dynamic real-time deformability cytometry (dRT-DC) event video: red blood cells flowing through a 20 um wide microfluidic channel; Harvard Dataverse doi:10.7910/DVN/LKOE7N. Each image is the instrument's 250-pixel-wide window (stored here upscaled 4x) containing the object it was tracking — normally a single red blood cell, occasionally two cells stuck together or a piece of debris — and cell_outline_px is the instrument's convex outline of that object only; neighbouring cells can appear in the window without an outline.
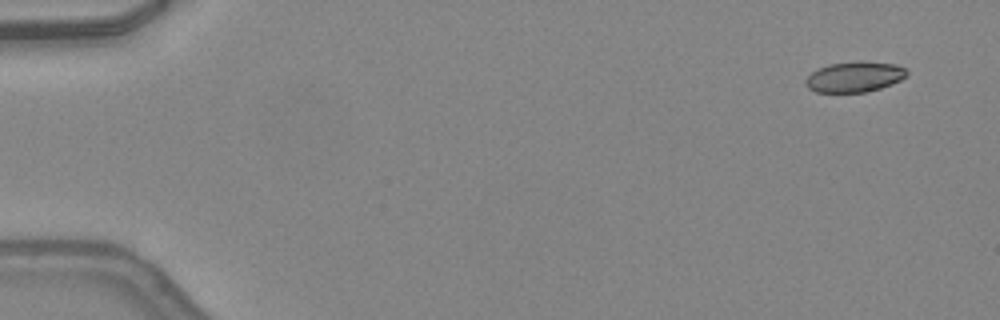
{"species": "common noctule bat (a hibernating species)", "species_latin": "Nyctalus noctula", "temperature_condition": "warm", "stored_images_in_passage": 50, "camera_frame_rate_fps": 3000, "um_per_image_px": 0.085, "animal": {"sex": "female", "body_mass_g": 24.6, "forearm_length_mm": 56.2}, "frame": {"image": 1, "passage_image": 4, "time_ms": 1.0, "image_size_px": [1000, 320], "cell_outline_px": [[908, 76], [892, 84], [880, 88], [864, 92], [816, 92], [808, 88], [804, 84], [804, 80], [812, 72], [828, 64], [856, 60], [896, 64], [904, 68], [908, 72]], "centroid_in_image_um": [72.63, 6.52], "position_along_channel_um": 12.4, "area_um2": 18.15}}
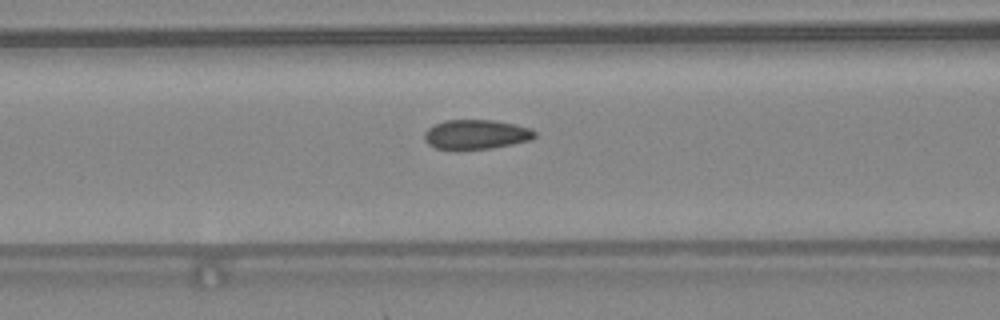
{"frame": {"image": 2, "passage_image": 22, "time_ms": 7.0, "image_size_px": [1000, 320], "cell_outline_px": [[536, 136], [532, 140], [492, 148], [456, 152], [436, 148], [428, 144], [424, 140], [424, 132], [432, 124], [444, 120], [496, 120], [516, 124], [532, 128], [536, 132]], "centroid_in_image_um": [40.44, 11.45], "position_along_channel_um": 126.2, "area_um2": 19.83}}
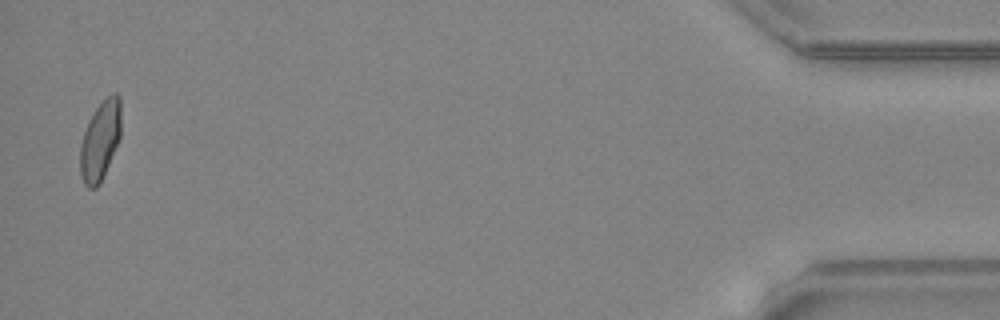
{"frame": {"image": 3, "passage_image": 49, "time_ms": 16.0, "image_size_px": [1000, 320], "cell_outline_px": [[120, 136], [100, 184], [96, 188], [88, 188], [84, 184], [80, 176], [80, 144], [84, 132], [96, 108], [112, 92], [116, 92], [120, 96]], "centroid_in_image_um": [8.51, 11.98], "position_along_channel_um": 426.7, "area_um2": 18.61}, "authors_computed_cell_mechanics": {"area_um2": 19.0162, "velocity_mm_per_s": 4.3032, "shape_relaxation_time_tau1_ms": 8.2447, "shape_relaxation_time_tau2_ms": 0.7653, "deformation_change_tau1": 0.1824, "deformation_change_tau2": 0.052}}